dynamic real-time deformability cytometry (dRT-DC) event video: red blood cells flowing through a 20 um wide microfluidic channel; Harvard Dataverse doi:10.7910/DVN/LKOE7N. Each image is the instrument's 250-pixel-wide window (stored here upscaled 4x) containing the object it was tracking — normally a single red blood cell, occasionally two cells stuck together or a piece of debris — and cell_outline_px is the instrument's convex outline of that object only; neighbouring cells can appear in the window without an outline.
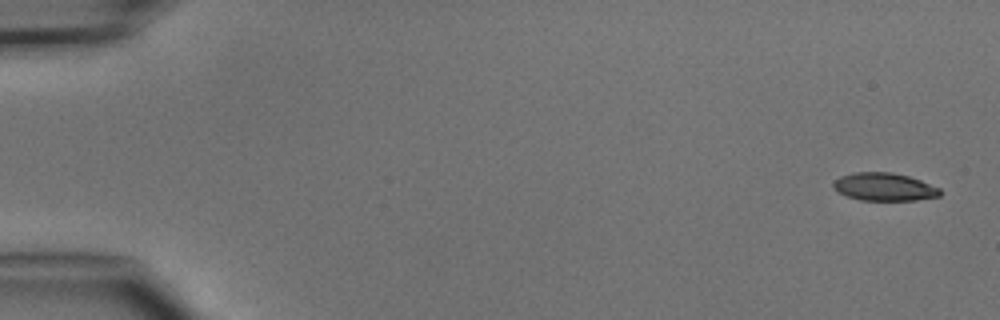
{"species": "common noctule bat (a hibernating species)", "species_latin": "Nyctalus noctula", "temperature_condition": "cold", "stored_images_in_passage": 6, "camera_frame_rate_fps": 3000, "um_per_image_px": 0.085, "animal": {"sex": "male", "body_mass_g": 15.6}, "frame": {"image": 1, "passage_image": 1, "time_ms": 0.0, "image_size_px": [1000, 320], "cell_outline_px": [[940, 196], [916, 200], [860, 200], [848, 196], [832, 188], [832, 180], [840, 176], [852, 172], [892, 172], [908, 176], [920, 180], [940, 188]], "centroid_in_image_um": [75.12, 15.87], "position_along_channel_um": 9.9, "area_um2": 17.4}}
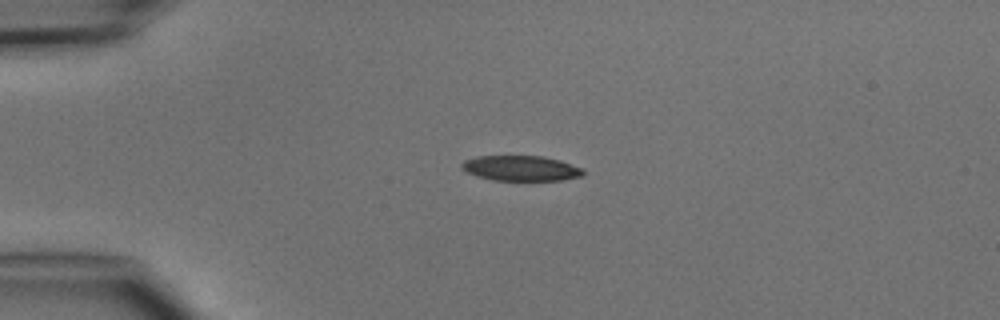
{"frame": {"image": 2, "passage_image": 4, "time_ms": 3.333, "image_size_px": [1000, 320], "cell_outline_px": [[584, 176], [560, 180], [492, 180], [476, 176], [460, 168], [460, 164], [464, 160], [476, 156], [544, 156], [560, 160], [584, 168]], "centroid_in_image_um": [44.28, 14.3], "position_along_channel_um": 40.7, "area_um2": 18.03}}